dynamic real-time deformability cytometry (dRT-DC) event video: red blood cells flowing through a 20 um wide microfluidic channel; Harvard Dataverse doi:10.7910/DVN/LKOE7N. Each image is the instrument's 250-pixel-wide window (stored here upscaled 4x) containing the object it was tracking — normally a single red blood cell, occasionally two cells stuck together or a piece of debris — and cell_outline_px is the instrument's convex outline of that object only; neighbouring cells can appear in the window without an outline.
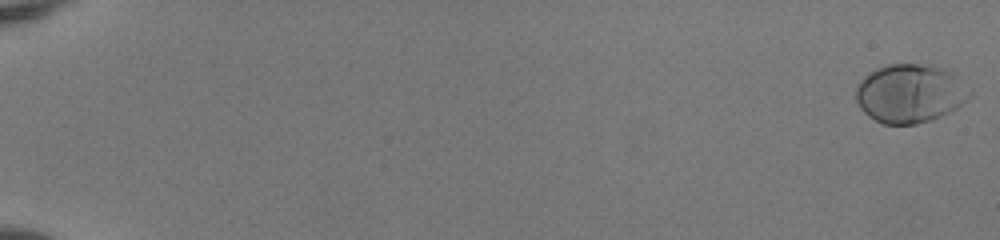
{"species": "human", "species_latin": "Homo sapiens", "temperature_condition": "room temperature", "stored_images_in_passage": 53, "camera_frame_rate_fps": 3000, "um_per_image_px": 0.085, "donor": {"sex": "female"}, "frame": {"image": 1, "passage_image": 1, "time_ms": 0.0, "image_size_px": [1000, 240], "cell_outline_px": [[972, 96], [956, 108], [940, 116], [916, 124], [884, 124], [868, 116], [860, 108], [856, 100], [856, 84], [868, 72], [876, 68], [888, 64], [916, 64], [944, 68], [956, 76], [972, 92]], "centroid_in_image_um": [77.32, 7.94], "position_along_channel_um": 7.7, "area_um2": 38.78}}
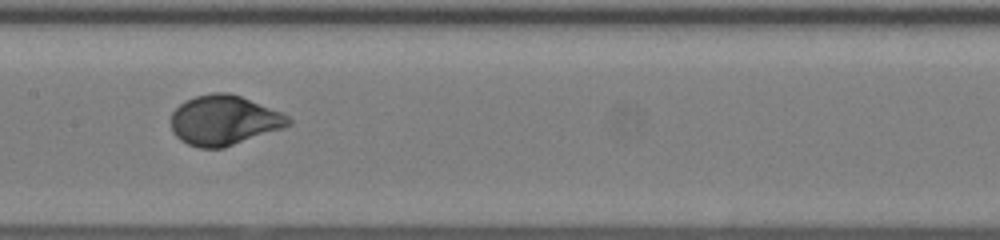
{"frame": {"image": 2, "passage_image": 30, "time_ms": 9.667, "image_size_px": [1000, 240], "cell_outline_px": [[292, 124], [284, 128], [224, 148], [200, 148], [188, 144], [180, 140], [172, 132], [172, 112], [184, 100], [196, 96], [212, 92], [228, 92], [240, 96], [280, 112], [288, 116], [292, 120]], "centroid_in_image_um": [19.04, 10.23], "position_along_channel_um": 188.4, "area_um2": 34.1}}
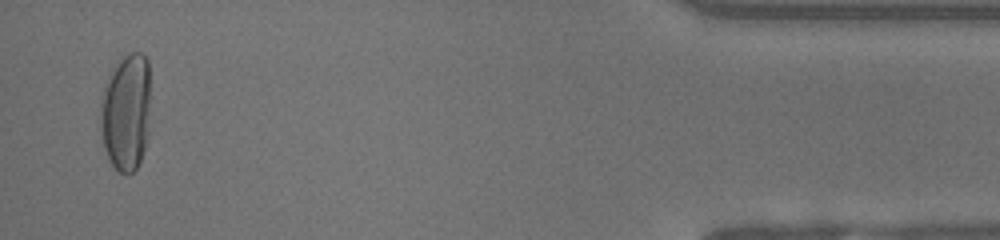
{"frame": {"image": 3, "passage_image": 52, "time_ms": 17.0, "image_size_px": [1000, 240], "cell_outline_px": [[148, 104], [144, 148], [140, 160], [136, 168], [128, 176], [124, 176], [108, 160], [104, 148], [100, 128], [100, 112], [104, 88], [112, 68], [116, 60], [124, 52], [140, 52], [148, 60]], "centroid_in_image_um": [10.67, 9.5], "position_along_channel_um": 424.5, "area_um2": 33.99}, "authors_computed_cell_mechanics": {"area_um2": 34.3332, "velocity_mm_per_s": 4.0725, "shape_relaxation_time_tau1_ms": 3.0562, "shape_relaxation_time_tau2_ms": null, "deformation_change_tau1": 0.1978, "deformation_change_tau2": null}}